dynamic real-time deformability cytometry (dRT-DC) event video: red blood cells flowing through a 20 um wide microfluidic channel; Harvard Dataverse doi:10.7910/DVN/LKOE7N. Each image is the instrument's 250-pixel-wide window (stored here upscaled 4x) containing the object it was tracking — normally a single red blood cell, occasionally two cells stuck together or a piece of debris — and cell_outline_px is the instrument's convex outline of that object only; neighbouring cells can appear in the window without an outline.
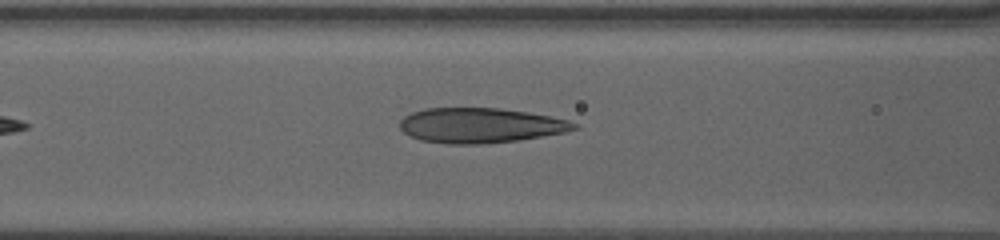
{"species": "human", "species_latin": "Homo sapiens", "temperature_condition": "warm", "stored_images_in_passage": 26, "camera_frame_rate_fps": 3000, "um_per_image_px": 0.085, "donor": {"sex": "female"}, "frame": {"image": 1, "passage_image": 4, "time_ms": 0.667, "image_size_px": [1000, 240], "cell_outline_px": [[580, 128], [564, 132], [520, 140], [480, 144], [448, 144], [420, 140], [404, 132], [400, 128], [400, 120], [404, 116], [412, 112], [424, 108], [500, 108], [552, 116], [568, 120], [576, 124]], "centroid_in_image_um": [40.82, 10.66], "position_along_channel_um": 125.8, "area_um2": 35.55}}
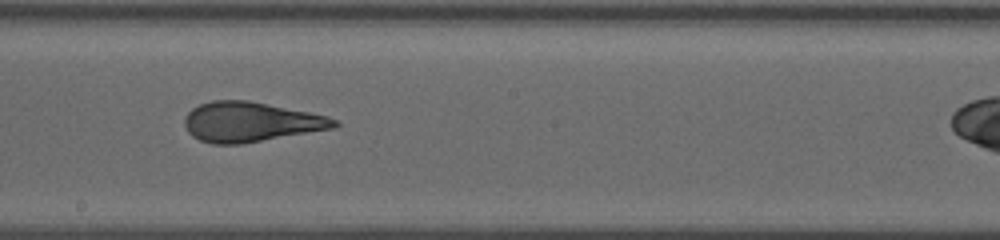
{"frame": {"image": 2, "passage_image": 12, "time_ms": 3.667, "image_size_px": [1000, 240], "cell_outline_px": [[340, 124], [336, 128], [240, 144], [212, 144], [200, 140], [192, 136], [188, 132], [184, 124], [184, 120], [188, 112], [192, 108], [200, 104], [212, 100], [248, 100], [328, 116], [340, 120]], "centroid_in_image_um": [21.32, 10.37], "position_along_channel_um": 226.9, "area_um2": 34.8}}
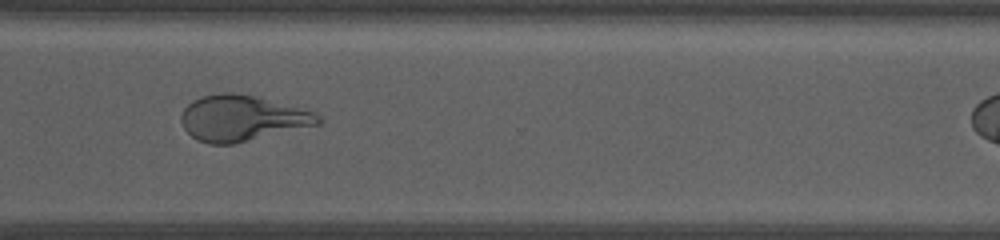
{"frame": {"image": 3, "passage_image": 20, "time_ms": 7.333, "image_size_px": [1000, 240], "cell_outline_px": [[320, 124], [232, 144], [208, 144], [192, 136], [184, 128], [180, 120], [180, 116], [184, 108], [192, 100], [204, 96], [220, 92], [232, 92], [252, 96], [316, 112], [320, 116]], "centroid_in_image_um": [20.54, 10.05], "position_along_channel_um": 350.1, "area_um2": 36.01}}